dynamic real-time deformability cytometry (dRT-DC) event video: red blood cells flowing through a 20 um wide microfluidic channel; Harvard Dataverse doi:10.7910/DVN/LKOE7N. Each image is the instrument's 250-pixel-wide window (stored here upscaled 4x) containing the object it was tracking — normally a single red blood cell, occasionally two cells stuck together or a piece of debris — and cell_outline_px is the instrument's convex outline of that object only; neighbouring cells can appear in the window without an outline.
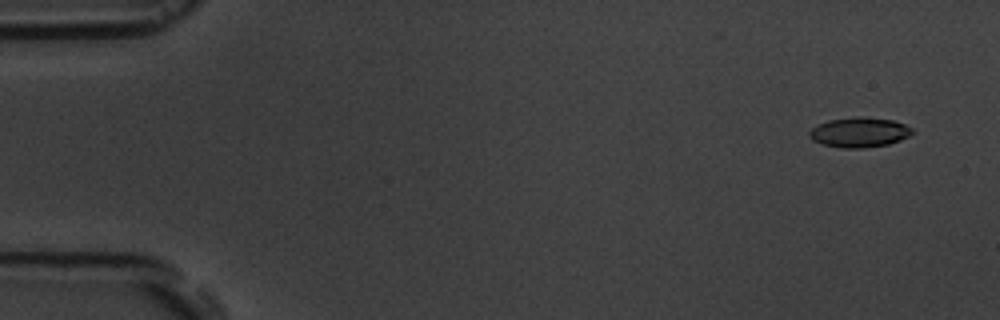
{"species": "common noctule bat (a hibernating species)", "species_latin": "Nyctalus noctula", "temperature_condition": "room temperature", "stored_images_in_passage": 5, "camera_frame_rate_fps": 3000, "um_per_image_px": 0.085, "animal": {"sex": "male", "body_mass_g": 19.5, "forearm_length_mm": 54.6}, "frame": {"image": 1, "passage_image": 1, "time_ms": 0.0, "image_size_px": [1000, 320], "cell_outline_px": [[916, 132], [900, 140], [888, 144], [864, 148], [840, 148], [824, 144], [812, 140], [808, 136], [808, 132], [816, 124], [828, 120], [856, 116], [860, 116], [892, 120], [904, 124], [912, 128]], "centroid_in_image_um": [73.03, 11.24], "position_along_channel_um": 12.0, "area_um2": 18.09}}
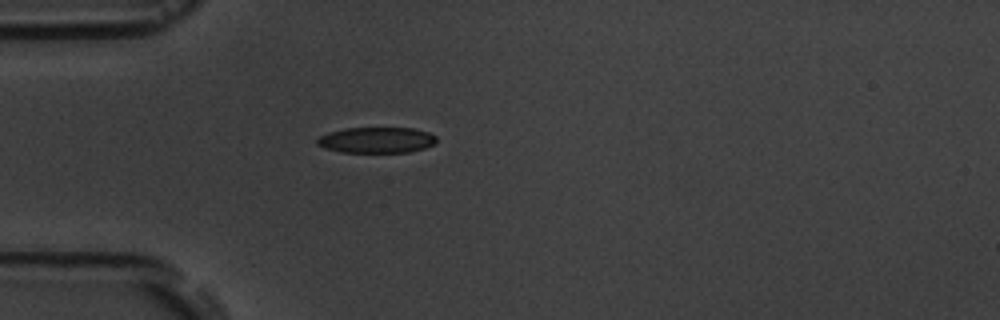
{"frame": {"image": 2, "passage_image": 5, "time_ms": 4.333, "image_size_px": [1000, 320], "cell_outline_px": [[436, 140], [432, 144], [424, 148], [408, 152], [340, 152], [324, 148], [316, 144], [316, 140], [320, 136], [328, 132], [344, 128], [412, 128], [428, 132], [436, 136]], "centroid_in_image_um": [31.96, 11.9], "position_along_channel_um": 53.0, "area_um2": 17.92}}